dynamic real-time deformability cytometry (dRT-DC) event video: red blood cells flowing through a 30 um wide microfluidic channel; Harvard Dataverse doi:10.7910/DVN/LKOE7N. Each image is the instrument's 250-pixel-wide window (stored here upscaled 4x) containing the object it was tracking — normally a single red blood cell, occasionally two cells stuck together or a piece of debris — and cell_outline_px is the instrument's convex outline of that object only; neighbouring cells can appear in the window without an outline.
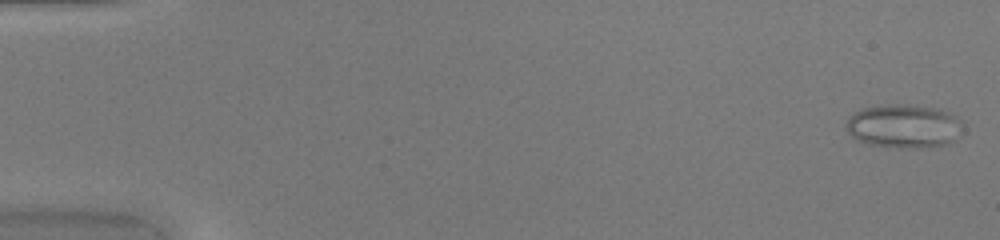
{"species": "common noctule bat (a hibernating species)", "species_latin": "Nyctalus noctula", "temperature_condition": "warm", "stored_images_in_passage": 50, "camera_frame_rate_fps": 3000, "um_per_image_px": 0.085, "animal": {"sex": "female", "body_mass_g": 20.0, "forearm_length_mm": 54.0}, "frame": {"image": 1, "passage_image": 2, "time_ms": 0.333, "image_size_px": [1000, 240], "cell_outline_px": [[964, 128], [948, 144], [920, 148], [908, 148], [868, 144], [856, 140], [848, 132], [848, 120], [852, 112], [864, 108], [888, 104], [908, 104], [940, 108], [948, 112], [960, 120]], "centroid_in_image_um": [76.84, 10.71], "position_along_channel_um": 8.2, "area_um2": 29.65}}
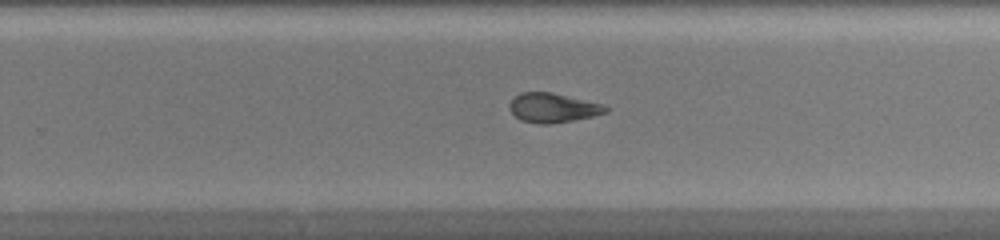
{"frame": {"image": 2, "passage_image": 33, "time_ms": 10.667, "image_size_px": [1000, 240], "cell_outline_px": [[608, 112], [592, 116], [552, 124], [540, 124], [520, 120], [508, 108], [508, 104], [520, 92], [552, 92], [604, 104], [608, 108]], "centroid_in_image_um": [46.99, 9.16], "position_along_channel_um": 282.8, "area_um2": 16.47}}
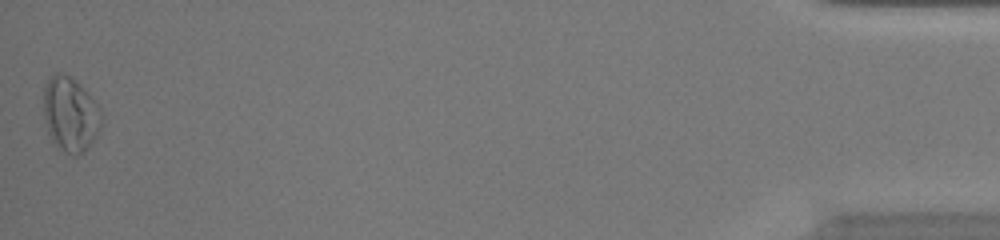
{"frame": {"image": 3, "passage_image": 50, "time_ms": 16.333, "image_size_px": [1000, 240], "cell_outline_px": [[104, 116], [100, 128], [96, 136], [88, 148], [76, 156], [72, 156], [64, 152], [52, 144], [48, 132], [44, 116], [44, 88], [48, 80], [56, 72], [60, 72], [72, 76], [84, 88], [100, 108]], "centroid_in_image_um": [5.99, 9.73], "position_along_channel_um": 429.2, "area_um2": 25.55}, "authors_computed_cell_mechanics": {"area_um2": 18.7561, "velocity_mm_per_s": 4.1874, "shape_relaxation_time_tau1_ms": null, "shape_relaxation_time_tau2_ms": 1.8923, "deformation_change_tau1": null, "deformation_change_tau2": 0.0891}}